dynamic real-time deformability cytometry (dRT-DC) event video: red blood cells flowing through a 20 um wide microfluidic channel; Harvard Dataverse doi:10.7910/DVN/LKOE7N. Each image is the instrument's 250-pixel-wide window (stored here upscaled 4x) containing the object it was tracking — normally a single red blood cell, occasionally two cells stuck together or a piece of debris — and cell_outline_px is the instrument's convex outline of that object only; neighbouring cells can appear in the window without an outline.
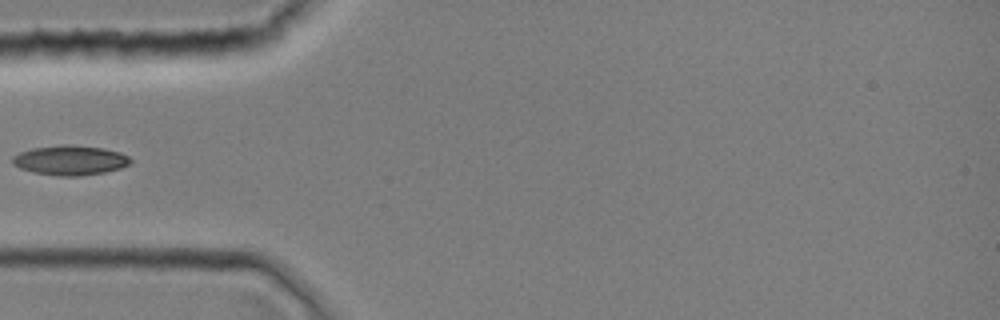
{"species": "common noctule bat (a hibernating species)", "species_latin": "Nyctalus noctula", "temperature_condition": "room temperature", "stored_images_in_passage": 27, "camera_frame_rate_fps": 3000, "um_per_image_px": 0.085, "animal": {"sex": "female", "body_mass_g": 19.0, "forearm_length_mm": 51.5}, "frame": {"image": 1, "passage_image": 1, "time_ms": 0.0, "image_size_px": [1000, 320], "cell_outline_px": [[132, 164], [120, 168], [104, 172], [80, 176], [60, 176], [36, 172], [20, 168], [12, 164], [12, 156], [20, 152], [32, 148], [60, 144], [68, 144], [104, 148], [120, 152], [128, 156], [132, 160]], "centroid_in_image_um": [5.98, 13.61], "position_along_channel_um": 79.0, "area_um2": 20.52}}
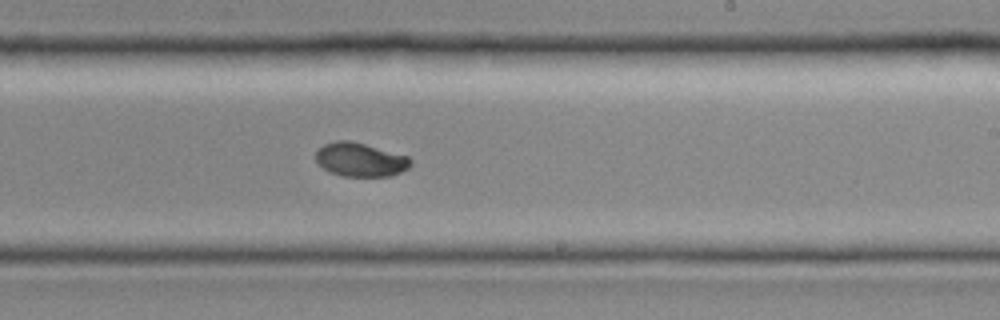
{"frame": {"image": 2, "passage_image": 12, "time_ms": 3.667, "image_size_px": [1000, 320], "cell_outline_px": [[412, 164], [408, 168], [392, 176], [344, 176], [332, 172], [324, 168], [316, 160], [316, 152], [324, 144], [336, 140], [352, 140], [408, 156], [412, 160]], "centroid_in_image_um": [30.66, 13.56], "position_along_channel_um": 258.3, "area_um2": 18.61}}
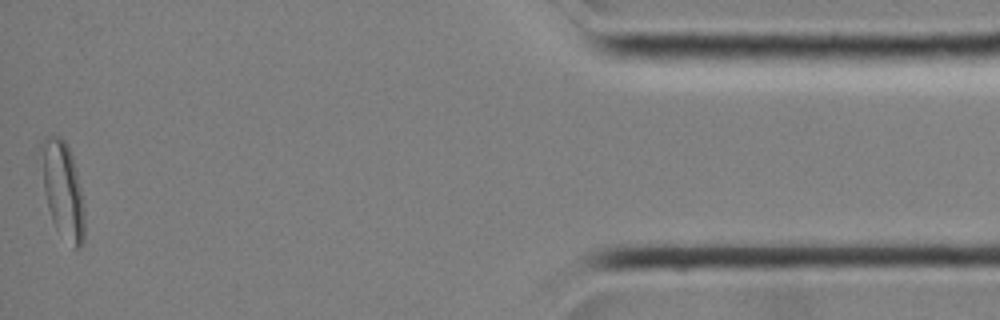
{"frame": {"image": 3, "passage_image": 27, "time_ms": 8.667, "image_size_px": [1000, 320], "cell_outline_px": [[84, 240], [80, 248], [72, 248], [56, 228], [52, 220], [48, 208], [44, 192], [40, 148], [40, 140], [44, 136], [60, 136], [68, 144], [76, 168], [84, 208]], "centroid_in_image_um": [5.33, 16.12], "position_along_channel_um": 429.9, "area_um2": 24.57}}